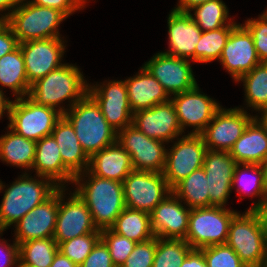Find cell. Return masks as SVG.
<instances>
[{
  "label": "cell",
  "mask_w": 267,
  "mask_h": 267,
  "mask_svg": "<svg viewBox=\"0 0 267 267\" xmlns=\"http://www.w3.org/2000/svg\"><path fill=\"white\" fill-rule=\"evenodd\" d=\"M58 211L59 189L15 224L14 240L20 244L35 239L52 238L56 228Z\"/></svg>",
  "instance_id": "7402d4cb"
},
{
  "label": "cell",
  "mask_w": 267,
  "mask_h": 267,
  "mask_svg": "<svg viewBox=\"0 0 267 267\" xmlns=\"http://www.w3.org/2000/svg\"><path fill=\"white\" fill-rule=\"evenodd\" d=\"M4 188H6L5 185L3 184L2 181H0V192L3 191Z\"/></svg>",
  "instance_id": "6f0895ef"
},
{
  "label": "cell",
  "mask_w": 267,
  "mask_h": 267,
  "mask_svg": "<svg viewBox=\"0 0 267 267\" xmlns=\"http://www.w3.org/2000/svg\"><path fill=\"white\" fill-rule=\"evenodd\" d=\"M171 191L190 209L209 207L208 181L203 167L193 171Z\"/></svg>",
  "instance_id": "d6a6232c"
},
{
  "label": "cell",
  "mask_w": 267,
  "mask_h": 267,
  "mask_svg": "<svg viewBox=\"0 0 267 267\" xmlns=\"http://www.w3.org/2000/svg\"><path fill=\"white\" fill-rule=\"evenodd\" d=\"M35 5L55 8L63 12L67 17L86 6L87 0H29Z\"/></svg>",
  "instance_id": "f6af8a7d"
},
{
  "label": "cell",
  "mask_w": 267,
  "mask_h": 267,
  "mask_svg": "<svg viewBox=\"0 0 267 267\" xmlns=\"http://www.w3.org/2000/svg\"><path fill=\"white\" fill-rule=\"evenodd\" d=\"M237 25H227L212 31H202L194 51V62L208 63L219 60L231 31Z\"/></svg>",
  "instance_id": "8d00e7d4"
},
{
  "label": "cell",
  "mask_w": 267,
  "mask_h": 267,
  "mask_svg": "<svg viewBox=\"0 0 267 267\" xmlns=\"http://www.w3.org/2000/svg\"><path fill=\"white\" fill-rule=\"evenodd\" d=\"M29 176L28 172L20 175L3 192L0 204V232L15 225L25 214L45 202L60 188L49 178Z\"/></svg>",
  "instance_id": "3957f363"
},
{
  "label": "cell",
  "mask_w": 267,
  "mask_h": 267,
  "mask_svg": "<svg viewBox=\"0 0 267 267\" xmlns=\"http://www.w3.org/2000/svg\"><path fill=\"white\" fill-rule=\"evenodd\" d=\"M237 164H263L267 160V133L254 118L229 151Z\"/></svg>",
  "instance_id": "4316f807"
},
{
  "label": "cell",
  "mask_w": 267,
  "mask_h": 267,
  "mask_svg": "<svg viewBox=\"0 0 267 267\" xmlns=\"http://www.w3.org/2000/svg\"><path fill=\"white\" fill-rule=\"evenodd\" d=\"M226 244L247 267H263L267 263V241L260 217L254 210L233 216Z\"/></svg>",
  "instance_id": "5b68a950"
},
{
  "label": "cell",
  "mask_w": 267,
  "mask_h": 267,
  "mask_svg": "<svg viewBox=\"0 0 267 267\" xmlns=\"http://www.w3.org/2000/svg\"><path fill=\"white\" fill-rule=\"evenodd\" d=\"M117 142L130 154L134 170L163 173L167 153L165 142L146 136L134 125L119 131Z\"/></svg>",
  "instance_id": "8fae6325"
},
{
  "label": "cell",
  "mask_w": 267,
  "mask_h": 267,
  "mask_svg": "<svg viewBox=\"0 0 267 267\" xmlns=\"http://www.w3.org/2000/svg\"><path fill=\"white\" fill-rule=\"evenodd\" d=\"M19 46L11 26L4 21L0 25V58Z\"/></svg>",
  "instance_id": "7dc6e473"
},
{
  "label": "cell",
  "mask_w": 267,
  "mask_h": 267,
  "mask_svg": "<svg viewBox=\"0 0 267 267\" xmlns=\"http://www.w3.org/2000/svg\"><path fill=\"white\" fill-rule=\"evenodd\" d=\"M88 84L77 66L64 63L32 83L28 96L39 105L57 108L63 115L88 94ZM65 100L69 108L61 106Z\"/></svg>",
  "instance_id": "7a4b0ae2"
},
{
  "label": "cell",
  "mask_w": 267,
  "mask_h": 267,
  "mask_svg": "<svg viewBox=\"0 0 267 267\" xmlns=\"http://www.w3.org/2000/svg\"><path fill=\"white\" fill-rule=\"evenodd\" d=\"M243 82L247 108L260 112L267 108V62L256 65L236 82Z\"/></svg>",
  "instance_id": "e575fe53"
},
{
  "label": "cell",
  "mask_w": 267,
  "mask_h": 267,
  "mask_svg": "<svg viewBox=\"0 0 267 267\" xmlns=\"http://www.w3.org/2000/svg\"><path fill=\"white\" fill-rule=\"evenodd\" d=\"M59 146L52 135L36 141L35 159L32 166L37 176L52 180L60 188L71 182L75 175L63 164Z\"/></svg>",
  "instance_id": "cb8c5ba5"
},
{
  "label": "cell",
  "mask_w": 267,
  "mask_h": 267,
  "mask_svg": "<svg viewBox=\"0 0 267 267\" xmlns=\"http://www.w3.org/2000/svg\"><path fill=\"white\" fill-rule=\"evenodd\" d=\"M60 149L63 164L76 176L88 170L89 157L82 149L71 123L62 115L51 134Z\"/></svg>",
  "instance_id": "83f0119b"
},
{
  "label": "cell",
  "mask_w": 267,
  "mask_h": 267,
  "mask_svg": "<svg viewBox=\"0 0 267 267\" xmlns=\"http://www.w3.org/2000/svg\"><path fill=\"white\" fill-rule=\"evenodd\" d=\"M256 212L260 217L263 232L267 241V202H265L260 208H258Z\"/></svg>",
  "instance_id": "db71d44e"
},
{
  "label": "cell",
  "mask_w": 267,
  "mask_h": 267,
  "mask_svg": "<svg viewBox=\"0 0 267 267\" xmlns=\"http://www.w3.org/2000/svg\"><path fill=\"white\" fill-rule=\"evenodd\" d=\"M210 0H179L177 6L173 9L180 12H189L193 7L203 4Z\"/></svg>",
  "instance_id": "f907efd6"
},
{
  "label": "cell",
  "mask_w": 267,
  "mask_h": 267,
  "mask_svg": "<svg viewBox=\"0 0 267 267\" xmlns=\"http://www.w3.org/2000/svg\"><path fill=\"white\" fill-rule=\"evenodd\" d=\"M63 116L73 126L81 147L89 158L117 141V132L109 125L98 104L88 94Z\"/></svg>",
  "instance_id": "277c9868"
},
{
  "label": "cell",
  "mask_w": 267,
  "mask_h": 267,
  "mask_svg": "<svg viewBox=\"0 0 267 267\" xmlns=\"http://www.w3.org/2000/svg\"><path fill=\"white\" fill-rule=\"evenodd\" d=\"M11 102L12 100H9V98H6L0 86V119L2 118L5 112L7 113V117H9Z\"/></svg>",
  "instance_id": "f5cc1de1"
},
{
  "label": "cell",
  "mask_w": 267,
  "mask_h": 267,
  "mask_svg": "<svg viewBox=\"0 0 267 267\" xmlns=\"http://www.w3.org/2000/svg\"><path fill=\"white\" fill-rule=\"evenodd\" d=\"M132 170L130 154L117 141L89 158L88 171L102 178L123 182Z\"/></svg>",
  "instance_id": "d4e9b609"
},
{
  "label": "cell",
  "mask_w": 267,
  "mask_h": 267,
  "mask_svg": "<svg viewBox=\"0 0 267 267\" xmlns=\"http://www.w3.org/2000/svg\"><path fill=\"white\" fill-rule=\"evenodd\" d=\"M4 22V20L0 17V25Z\"/></svg>",
  "instance_id": "680465c9"
},
{
  "label": "cell",
  "mask_w": 267,
  "mask_h": 267,
  "mask_svg": "<svg viewBox=\"0 0 267 267\" xmlns=\"http://www.w3.org/2000/svg\"><path fill=\"white\" fill-rule=\"evenodd\" d=\"M66 190L59 188V211L53 236L57 244L98 231L89 208L75 191L64 201Z\"/></svg>",
  "instance_id": "5bb4252c"
},
{
  "label": "cell",
  "mask_w": 267,
  "mask_h": 267,
  "mask_svg": "<svg viewBox=\"0 0 267 267\" xmlns=\"http://www.w3.org/2000/svg\"><path fill=\"white\" fill-rule=\"evenodd\" d=\"M261 166L263 168L264 188L267 192V160Z\"/></svg>",
  "instance_id": "9f6ffc18"
},
{
  "label": "cell",
  "mask_w": 267,
  "mask_h": 267,
  "mask_svg": "<svg viewBox=\"0 0 267 267\" xmlns=\"http://www.w3.org/2000/svg\"><path fill=\"white\" fill-rule=\"evenodd\" d=\"M20 0H0V12H4L6 10H8L9 12L7 13H3V15L0 13L1 18L6 21L11 13L16 9V7L18 6Z\"/></svg>",
  "instance_id": "681fc988"
},
{
  "label": "cell",
  "mask_w": 267,
  "mask_h": 267,
  "mask_svg": "<svg viewBox=\"0 0 267 267\" xmlns=\"http://www.w3.org/2000/svg\"><path fill=\"white\" fill-rule=\"evenodd\" d=\"M167 149L163 176L172 190L193 171L203 167L207 146L200 134H187L177 138Z\"/></svg>",
  "instance_id": "9c48e42d"
},
{
  "label": "cell",
  "mask_w": 267,
  "mask_h": 267,
  "mask_svg": "<svg viewBox=\"0 0 267 267\" xmlns=\"http://www.w3.org/2000/svg\"><path fill=\"white\" fill-rule=\"evenodd\" d=\"M219 61L235 82L261 63L253 38L242 24L231 31Z\"/></svg>",
  "instance_id": "ffe728a7"
},
{
  "label": "cell",
  "mask_w": 267,
  "mask_h": 267,
  "mask_svg": "<svg viewBox=\"0 0 267 267\" xmlns=\"http://www.w3.org/2000/svg\"><path fill=\"white\" fill-rule=\"evenodd\" d=\"M132 125L146 136L165 143L174 142L183 134L171 99L150 109L134 112Z\"/></svg>",
  "instance_id": "ac0fdd59"
},
{
  "label": "cell",
  "mask_w": 267,
  "mask_h": 267,
  "mask_svg": "<svg viewBox=\"0 0 267 267\" xmlns=\"http://www.w3.org/2000/svg\"><path fill=\"white\" fill-rule=\"evenodd\" d=\"M88 84V95L98 104L109 125L118 133L132 125L133 111L129 104L125 81L110 80L106 84Z\"/></svg>",
  "instance_id": "4fadbf2b"
},
{
  "label": "cell",
  "mask_w": 267,
  "mask_h": 267,
  "mask_svg": "<svg viewBox=\"0 0 267 267\" xmlns=\"http://www.w3.org/2000/svg\"><path fill=\"white\" fill-rule=\"evenodd\" d=\"M139 71L134 77L124 80L133 113L171 99L163 86L143 66Z\"/></svg>",
  "instance_id": "484cf974"
},
{
  "label": "cell",
  "mask_w": 267,
  "mask_h": 267,
  "mask_svg": "<svg viewBox=\"0 0 267 267\" xmlns=\"http://www.w3.org/2000/svg\"><path fill=\"white\" fill-rule=\"evenodd\" d=\"M236 213L221 206L192 208L185 241L192 249L226 244L229 224Z\"/></svg>",
  "instance_id": "52a82bcc"
},
{
  "label": "cell",
  "mask_w": 267,
  "mask_h": 267,
  "mask_svg": "<svg viewBox=\"0 0 267 267\" xmlns=\"http://www.w3.org/2000/svg\"><path fill=\"white\" fill-rule=\"evenodd\" d=\"M190 60L156 53L143 67L156 78L170 97L195 88L198 84Z\"/></svg>",
  "instance_id": "9a60e30c"
},
{
  "label": "cell",
  "mask_w": 267,
  "mask_h": 267,
  "mask_svg": "<svg viewBox=\"0 0 267 267\" xmlns=\"http://www.w3.org/2000/svg\"><path fill=\"white\" fill-rule=\"evenodd\" d=\"M101 239L107 245L115 267H121L133 251L135 241L115 233L111 228L101 230Z\"/></svg>",
  "instance_id": "ab89813d"
},
{
  "label": "cell",
  "mask_w": 267,
  "mask_h": 267,
  "mask_svg": "<svg viewBox=\"0 0 267 267\" xmlns=\"http://www.w3.org/2000/svg\"><path fill=\"white\" fill-rule=\"evenodd\" d=\"M79 267H115L110 251L102 239H100L91 253Z\"/></svg>",
  "instance_id": "ee69618b"
},
{
  "label": "cell",
  "mask_w": 267,
  "mask_h": 267,
  "mask_svg": "<svg viewBox=\"0 0 267 267\" xmlns=\"http://www.w3.org/2000/svg\"><path fill=\"white\" fill-rule=\"evenodd\" d=\"M193 10L194 14L191 13ZM188 13L202 31H212L227 25H238L232 21L233 19H229L228 8L222 0L207 1L193 7Z\"/></svg>",
  "instance_id": "d590c367"
},
{
  "label": "cell",
  "mask_w": 267,
  "mask_h": 267,
  "mask_svg": "<svg viewBox=\"0 0 267 267\" xmlns=\"http://www.w3.org/2000/svg\"><path fill=\"white\" fill-rule=\"evenodd\" d=\"M3 232H0V235ZM13 245L7 240H0V267H19V244L13 241Z\"/></svg>",
  "instance_id": "bcb514c9"
},
{
  "label": "cell",
  "mask_w": 267,
  "mask_h": 267,
  "mask_svg": "<svg viewBox=\"0 0 267 267\" xmlns=\"http://www.w3.org/2000/svg\"><path fill=\"white\" fill-rule=\"evenodd\" d=\"M247 172H250L251 175L248 176L246 174ZM236 185V192L240 196V199L243 198L242 194H247L251 197H261L257 203L252 202L253 206L248 210L256 211L267 202V192L264 188L263 168L261 164H236L233 173L232 190Z\"/></svg>",
  "instance_id": "4dcf8cb0"
},
{
  "label": "cell",
  "mask_w": 267,
  "mask_h": 267,
  "mask_svg": "<svg viewBox=\"0 0 267 267\" xmlns=\"http://www.w3.org/2000/svg\"><path fill=\"white\" fill-rule=\"evenodd\" d=\"M157 248V237L137 243L121 267H152Z\"/></svg>",
  "instance_id": "7bdbcfd3"
},
{
  "label": "cell",
  "mask_w": 267,
  "mask_h": 267,
  "mask_svg": "<svg viewBox=\"0 0 267 267\" xmlns=\"http://www.w3.org/2000/svg\"><path fill=\"white\" fill-rule=\"evenodd\" d=\"M58 251L55 239L41 238L19 244V267H50Z\"/></svg>",
  "instance_id": "836d02e7"
},
{
  "label": "cell",
  "mask_w": 267,
  "mask_h": 267,
  "mask_svg": "<svg viewBox=\"0 0 267 267\" xmlns=\"http://www.w3.org/2000/svg\"><path fill=\"white\" fill-rule=\"evenodd\" d=\"M122 183L126 207L149 214L171 192L160 172L132 170Z\"/></svg>",
  "instance_id": "30bf717a"
},
{
  "label": "cell",
  "mask_w": 267,
  "mask_h": 267,
  "mask_svg": "<svg viewBox=\"0 0 267 267\" xmlns=\"http://www.w3.org/2000/svg\"><path fill=\"white\" fill-rule=\"evenodd\" d=\"M182 132L193 127L189 134H200L221 108L213 98L202 94L197 85L192 90L171 97Z\"/></svg>",
  "instance_id": "2e32d148"
},
{
  "label": "cell",
  "mask_w": 267,
  "mask_h": 267,
  "mask_svg": "<svg viewBox=\"0 0 267 267\" xmlns=\"http://www.w3.org/2000/svg\"><path fill=\"white\" fill-rule=\"evenodd\" d=\"M0 85L11 89L16 99L29 95L31 84L20 46L0 58Z\"/></svg>",
  "instance_id": "f546056e"
},
{
  "label": "cell",
  "mask_w": 267,
  "mask_h": 267,
  "mask_svg": "<svg viewBox=\"0 0 267 267\" xmlns=\"http://www.w3.org/2000/svg\"><path fill=\"white\" fill-rule=\"evenodd\" d=\"M61 117L57 109L39 105L26 96L11 102L8 127L27 139L39 141L52 134Z\"/></svg>",
  "instance_id": "ba28073f"
},
{
  "label": "cell",
  "mask_w": 267,
  "mask_h": 267,
  "mask_svg": "<svg viewBox=\"0 0 267 267\" xmlns=\"http://www.w3.org/2000/svg\"><path fill=\"white\" fill-rule=\"evenodd\" d=\"M242 25L253 38L259 60L267 62V13L263 12L257 19L248 18Z\"/></svg>",
  "instance_id": "b9f144b4"
},
{
  "label": "cell",
  "mask_w": 267,
  "mask_h": 267,
  "mask_svg": "<svg viewBox=\"0 0 267 267\" xmlns=\"http://www.w3.org/2000/svg\"><path fill=\"white\" fill-rule=\"evenodd\" d=\"M236 164L229 151L207 149L203 169L208 181L209 207H226L225 204L232 192Z\"/></svg>",
  "instance_id": "d6986e66"
},
{
  "label": "cell",
  "mask_w": 267,
  "mask_h": 267,
  "mask_svg": "<svg viewBox=\"0 0 267 267\" xmlns=\"http://www.w3.org/2000/svg\"><path fill=\"white\" fill-rule=\"evenodd\" d=\"M100 239L101 230H98L95 233L85 234L59 243L58 251L79 267Z\"/></svg>",
  "instance_id": "f35d334b"
},
{
  "label": "cell",
  "mask_w": 267,
  "mask_h": 267,
  "mask_svg": "<svg viewBox=\"0 0 267 267\" xmlns=\"http://www.w3.org/2000/svg\"><path fill=\"white\" fill-rule=\"evenodd\" d=\"M172 191L150 213L151 229L155 237L184 239L188 231L191 209L182 204Z\"/></svg>",
  "instance_id": "44dd1931"
},
{
  "label": "cell",
  "mask_w": 267,
  "mask_h": 267,
  "mask_svg": "<svg viewBox=\"0 0 267 267\" xmlns=\"http://www.w3.org/2000/svg\"><path fill=\"white\" fill-rule=\"evenodd\" d=\"M180 267H208L203 252L200 249H192Z\"/></svg>",
  "instance_id": "c3c4849f"
},
{
  "label": "cell",
  "mask_w": 267,
  "mask_h": 267,
  "mask_svg": "<svg viewBox=\"0 0 267 267\" xmlns=\"http://www.w3.org/2000/svg\"><path fill=\"white\" fill-rule=\"evenodd\" d=\"M50 267H78L68 257L57 251Z\"/></svg>",
  "instance_id": "816d5d0a"
},
{
  "label": "cell",
  "mask_w": 267,
  "mask_h": 267,
  "mask_svg": "<svg viewBox=\"0 0 267 267\" xmlns=\"http://www.w3.org/2000/svg\"><path fill=\"white\" fill-rule=\"evenodd\" d=\"M200 250L208 267H247L227 244L211 245Z\"/></svg>",
  "instance_id": "60d3db41"
},
{
  "label": "cell",
  "mask_w": 267,
  "mask_h": 267,
  "mask_svg": "<svg viewBox=\"0 0 267 267\" xmlns=\"http://www.w3.org/2000/svg\"><path fill=\"white\" fill-rule=\"evenodd\" d=\"M260 116L261 117L255 115V118L261 123V125L265 128L267 133V108L260 111Z\"/></svg>",
  "instance_id": "11a10c76"
},
{
  "label": "cell",
  "mask_w": 267,
  "mask_h": 267,
  "mask_svg": "<svg viewBox=\"0 0 267 267\" xmlns=\"http://www.w3.org/2000/svg\"><path fill=\"white\" fill-rule=\"evenodd\" d=\"M254 118L244 108L221 107L200 135L207 149L230 151Z\"/></svg>",
  "instance_id": "7c38bea8"
},
{
  "label": "cell",
  "mask_w": 267,
  "mask_h": 267,
  "mask_svg": "<svg viewBox=\"0 0 267 267\" xmlns=\"http://www.w3.org/2000/svg\"><path fill=\"white\" fill-rule=\"evenodd\" d=\"M73 183L77 187L74 191L89 208L97 229L111 228L126 207L123 183L95 176L88 170L77 174Z\"/></svg>",
  "instance_id": "6da1fadb"
},
{
  "label": "cell",
  "mask_w": 267,
  "mask_h": 267,
  "mask_svg": "<svg viewBox=\"0 0 267 267\" xmlns=\"http://www.w3.org/2000/svg\"><path fill=\"white\" fill-rule=\"evenodd\" d=\"M191 250L184 239L157 238L152 267H180Z\"/></svg>",
  "instance_id": "74e56055"
},
{
  "label": "cell",
  "mask_w": 267,
  "mask_h": 267,
  "mask_svg": "<svg viewBox=\"0 0 267 267\" xmlns=\"http://www.w3.org/2000/svg\"><path fill=\"white\" fill-rule=\"evenodd\" d=\"M64 44L61 38L30 40L19 44L30 84L64 64L61 63L65 53Z\"/></svg>",
  "instance_id": "e0dca14e"
},
{
  "label": "cell",
  "mask_w": 267,
  "mask_h": 267,
  "mask_svg": "<svg viewBox=\"0 0 267 267\" xmlns=\"http://www.w3.org/2000/svg\"><path fill=\"white\" fill-rule=\"evenodd\" d=\"M111 229L136 243H142L155 237L151 229L150 214L128 207H125L116 218Z\"/></svg>",
  "instance_id": "1f68e13d"
},
{
  "label": "cell",
  "mask_w": 267,
  "mask_h": 267,
  "mask_svg": "<svg viewBox=\"0 0 267 267\" xmlns=\"http://www.w3.org/2000/svg\"><path fill=\"white\" fill-rule=\"evenodd\" d=\"M67 16L58 9L20 0L6 22L11 26L18 43L30 40L62 38L59 25Z\"/></svg>",
  "instance_id": "8992f818"
},
{
  "label": "cell",
  "mask_w": 267,
  "mask_h": 267,
  "mask_svg": "<svg viewBox=\"0 0 267 267\" xmlns=\"http://www.w3.org/2000/svg\"><path fill=\"white\" fill-rule=\"evenodd\" d=\"M9 131L0 137V159L12 166L32 169L36 141L27 139L8 127ZM27 169V170H26Z\"/></svg>",
  "instance_id": "f1b7e54d"
},
{
  "label": "cell",
  "mask_w": 267,
  "mask_h": 267,
  "mask_svg": "<svg viewBox=\"0 0 267 267\" xmlns=\"http://www.w3.org/2000/svg\"><path fill=\"white\" fill-rule=\"evenodd\" d=\"M168 55L194 61V51L200 41L202 30L188 12L171 10L168 20Z\"/></svg>",
  "instance_id": "603a6c76"
}]
</instances>
